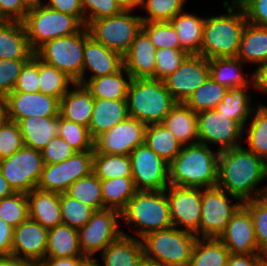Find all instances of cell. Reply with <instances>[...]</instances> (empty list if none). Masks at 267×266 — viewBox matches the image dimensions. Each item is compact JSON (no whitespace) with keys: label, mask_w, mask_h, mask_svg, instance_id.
I'll use <instances>...</instances> for the list:
<instances>
[{"label":"cell","mask_w":267,"mask_h":266,"mask_svg":"<svg viewBox=\"0 0 267 266\" xmlns=\"http://www.w3.org/2000/svg\"><path fill=\"white\" fill-rule=\"evenodd\" d=\"M28 60L0 59V97L14 90L18 76Z\"/></svg>","instance_id":"obj_55"},{"label":"cell","mask_w":267,"mask_h":266,"mask_svg":"<svg viewBox=\"0 0 267 266\" xmlns=\"http://www.w3.org/2000/svg\"><path fill=\"white\" fill-rule=\"evenodd\" d=\"M101 254L104 266H138L144 258L141 239L132 237L124 231Z\"/></svg>","instance_id":"obj_29"},{"label":"cell","mask_w":267,"mask_h":266,"mask_svg":"<svg viewBox=\"0 0 267 266\" xmlns=\"http://www.w3.org/2000/svg\"><path fill=\"white\" fill-rule=\"evenodd\" d=\"M137 191H161L169 187V164L145 143L129 154Z\"/></svg>","instance_id":"obj_14"},{"label":"cell","mask_w":267,"mask_h":266,"mask_svg":"<svg viewBox=\"0 0 267 266\" xmlns=\"http://www.w3.org/2000/svg\"><path fill=\"white\" fill-rule=\"evenodd\" d=\"M219 240L231 255L260 254L251 214L243 205L232 216Z\"/></svg>","instance_id":"obj_21"},{"label":"cell","mask_w":267,"mask_h":266,"mask_svg":"<svg viewBox=\"0 0 267 266\" xmlns=\"http://www.w3.org/2000/svg\"><path fill=\"white\" fill-rule=\"evenodd\" d=\"M138 266H160L156 262L143 258V260L139 263Z\"/></svg>","instance_id":"obj_69"},{"label":"cell","mask_w":267,"mask_h":266,"mask_svg":"<svg viewBox=\"0 0 267 266\" xmlns=\"http://www.w3.org/2000/svg\"><path fill=\"white\" fill-rule=\"evenodd\" d=\"M197 236L171 227L141 238L144 258L160 266H188Z\"/></svg>","instance_id":"obj_7"},{"label":"cell","mask_w":267,"mask_h":266,"mask_svg":"<svg viewBox=\"0 0 267 266\" xmlns=\"http://www.w3.org/2000/svg\"><path fill=\"white\" fill-rule=\"evenodd\" d=\"M45 5L53 10L76 16L85 25L81 0H48Z\"/></svg>","instance_id":"obj_59"},{"label":"cell","mask_w":267,"mask_h":266,"mask_svg":"<svg viewBox=\"0 0 267 266\" xmlns=\"http://www.w3.org/2000/svg\"><path fill=\"white\" fill-rule=\"evenodd\" d=\"M60 209L63 224L77 230L83 227L95 212L92 207L69 196L66 192L60 194Z\"/></svg>","instance_id":"obj_45"},{"label":"cell","mask_w":267,"mask_h":266,"mask_svg":"<svg viewBox=\"0 0 267 266\" xmlns=\"http://www.w3.org/2000/svg\"><path fill=\"white\" fill-rule=\"evenodd\" d=\"M33 55L23 22L0 20V59L29 60Z\"/></svg>","instance_id":"obj_25"},{"label":"cell","mask_w":267,"mask_h":266,"mask_svg":"<svg viewBox=\"0 0 267 266\" xmlns=\"http://www.w3.org/2000/svg\"><path fill=\"white\" fill-rule=\"evenodd\" d=\"M250 24L267 27V0H236Z\"/></svg>","instance_id":"obj_57"},{"label":"cell","mask_w":267,"mask_h":266,"mask_svg":"<svg viewBox=\"0 0 267 266\" xmlns=\"http://www.w3.org/2000/svg\"><path fill=\"white\" fill-rule=\"evenodd\" d=\"M6 118V111H5V101L4 98L0 97V124Z\"/></svg>","instance_id":"obj_67"},{"label":"cell","mask_w":267,"mask_h":266,"mask_svg":"<svg viewBox=\"0 0 267 266\" xmlns=\"http://www.w3.org/2000/svg\"><path fill=\"white\" fill-rule=\"evenodd\" d=\"M84 257L45 258L39 266H78Z\"/></svg>","instance_id":"obj_63"},{"label":"cell","mask_w":267,"mask_h":266,"mask_svg":"<svg viewBox=\"0 0 267 266\" xmlns=\"http://www.w3.org/2000/svg\"><path fill=\"white\" fill-rule=\"evenodd\" d=\"M131 79V75L123 67L112 75L85 79L84 85L95 99L121 100L127 98Z\"/></svg>","instance_id":"obj_34"},{"label":"cell","mask_w":267,"mask_h":266,"mask_svg":"<svg viewBox=\"0 0 267 266\" xmlns=\"http://www.w3.org/2000/svg\"><path fill=\"white\" fill-rule=\"evenodd\" d=\"M156 47L141 30L123 55L124 68L132 78H153L156 67Z\"/></svg>","instance_id":"obj_23"},{"label":"cell","mask_w":267,"mask_h":266,"mask_svg":"<svg viewBox=\"0 0 267 266\" xmlns=\"http://www.w3.org/2000/svg\"><path fill=\"white\" fill-rule=\"evenodd\" d=\"M75 83L63 71L39 59V92L60 100Z\"/></svg>","instance_id":"obj_42"},{"label":"cell","mask_w":267,"mask_h":266,"mask_svg":"<svg viewBox=\"0 0 267 266\" xmlns=\"http://www.w3.org/2000/svg\"><path fill=\"white\" fill-rule=\"evenodd\" d=\"M224 1L226 15L205 19L200 55L207 59L236 57L243 29L247 23L242 6L236 1ZM236 7V12L235 8Z\"/></svg>","instance_id":"obj_2"},{"label":"cell","mask_w":267,"mask_h":266,"mask_svg":"<svg viewBox=\"0 0 267 266\" xmlns=\"http://www.w3.org/2000/svg\"><path fill=\"white\" fill-rule=\"evenodd\" d=\"M259 199L267 205V185L263 187V190H262V193Z\"/></svg>","instance_id":"obj_71"},{"label":"cell","mask_w":267,"mask_h":266,"mask_svg":"<svg viewBox=\"0 0 267 266\" xmlns=\"http://www.w3.org/2000/svg\"><path fill=\"white\" fill-rule=\"evenodd\" d=\"M126 100L129 117L147 125L162 123L177 104L164 81L153 78H132Z\"/></svg>","instance_id":"obj_4"},{"label":"cell","mask_w":267,"mask_h":266,"mask_svg":"<svg viewBox=\"0 0 267 266\" xmlns=\"http://www.w3.org/2000/svg\"><path fill=\"white\" fill-rule=\"evenodd\" d=\"M94 257L85 256L78 266H101Z\"/></svg>","instance_id":"obj_66"},{"label":"cell","mask_w":267,"mask_h":266,"mask_svg":"<svg viewBox=\"0 0 267 266\" xmlns=\"http://www.w3.org/2000/svg\"><path fill=\"white\" fill-rule=\"evenodd\" d=\"M92 172L100 180L132 177L130 156L94 152Z\"/></svg>","instance_id":"obj_40"},{"label":"cell","mask_w":267,"mask_h":266,"mask_svg":"<svg viewBox=\"0 0 267 266\" xmlns=\"http://www.w3.org/2000/svg\"><path fill=\"white\" fill-rule=\"evenodd\" d=\"M4 101L6 118L17 123L30 116L39 118L59 116L60 100L41 92H11Z\"/></svg>","instance_id":"obj_20"},{"label":"cell","mask_w":267,"mask_h":266,"mask_svg":"<svg viewBox=\"0 0 267 266\" xmlns=\"http://www.w3.org/2000/svg\"><path fill=\"white\" fill-rule=\"evenodd\" d=\"M23 146L18 123L5 118L0 124V160L10 157Z\"/></svg>","instance_id":"obj_52"},{"label":"cell","mask_w":267,"mask_h":266,"mask_svg":"<svg viewBox=\"0 0 267 266\" xmlns=\"http://www.w3.org/2000/svg\"><path fill=\"white\" fill-rule=\"evenodd\" d=\"M121 220L135 225L138 239L150 232L173 227L166 190L137 191L121 212Z\"/></svg>","instance_id":"obj_5"},{"label":"cell","mask_w":267,"mask_h":266,"mask_svg":"<svg viewBox=\"0 0 267 266\" xmlns=\"http://www.w3.org/2000/svg\"><path fill=\"white\" fill-rule=\"evenodd\" d=\"M147 124L128 117L93 140V150L102 154L129 155L145 141Z\"/></svg>","instance_id":"obj_18"},{"label":"cell","mask_w":267,"mask_h":266,"mask_svg":"<svg viewBox=\"0 0 267 266\" xmlns=\"http://www.w3.org/2000/svg\"><path fill=\"white\" fill-rule=\"evenodd\" d=\"M210 76L209 59L189 54L181 65L163 81L177 102L184 103Z\"/></svg>","instance_id":"obj_19"},{"label":"cell","mask_w":267,"mask_h":266,"mask_svg":"<svg viewBox=\"0 0 267 266\" xmlns=\"http://www.w3.org/2000/svg\"><path fill=\"white\" fill-rule=\"evenodd\" d=\"M227 195L237 202L230 204L231 199ZM242 205L243 202L239 198L218 187L201 189L199 238L219 239L226 231L232 216Z\"/></svg>","instance_id":"obj_10"},{"label":"cell","mask_w":267,"mask_h":266,"mask_svg":"<svg viewBox=\"0 0 267 266\" xmlns=\"http://www.w3.org/2000/svg\"><path fill=\"white\" fill-rule=\"evenodd\" d=\"M66 193L83 204L92 207L95 211L105 209L101 180L93 172L73 182Z\"/></svg>","instance_id":"obj_43"},{"label":"cell","mask_w":267,"mask_h":266,"mask_svg":"<svg viewBox=\"0 0 267 266\" xmlns=\"http://www.w3.org/2000/svg\"><path fill=\"white\" fill-rule=\"evenodd\" d=\"M162 124L176 137L182 146L199 143L197 113L185 103L177 102Z\"/></svg>","instance_id":"obj_30"},{"label":"cell","mask_w":267,"mask_h":266,"mask_svg":"<svg viewBox=\"0 0 267 266\" xmlns=\"http://www.w3.org/2000/svg\"><path fill=\"white\" fill-rule=\"evenodd\" d=\"M186 0H142L141 8L147 15L141 16L143 22H170L183 12Z\"/></svg>","instance_id":"obj_46"},{"label":"cell","mask_w":267,"mask_h":266,"mask_svg":"<svg viewBox=\"0 0 267 266\" xmlns=\"http://www.w3.org/2000/svg\"><path fill=\"white\" fill-rule=\"evenodd\" d=\"M260 266H267V258H264Z\"/></svg>","instance_id":"obj_73"},{"label":"cell","mask_w":267,"mask_h":266,"mask_svg":"<svg viewBox=\"0 0 267 266\" xmlns=\"http://www.w3.org/2000/svg\"><path fill=\"white\" fill-rule=\"evenodd\" d=\"M220 152L205 144L182 146L169 164V184L181 187L214 188L218 180Z\"/></svg>","instance_id":"obj_3"},{"label":"cell","mask_w":267,"mask_h":266,"mask_svg":"<svg viewBox=\"0 0 267 266\" xmlns=\"http://www.w3.org/2000/svg\"><path fill=\"white\" fill-rule=\"evenodd\" d=\"M29 218L50 229L63 223L60 209V194L33 189L26 193Z\"/></svg>","instance_id":"obj_26"},{"label":"cell","mask_w":267,"mask_h":266,"mask_svg":"<svg viewBox=\"0 0 267 266\" xmlns=\"http://www.w3.org/2000/svg\"><path fill=\"white\" fill-rule=\"evenodd\" d=\"M81 6L84 12L85 26H88L93 20L114 16L123 11L116 0H81Z\"/></svg>","instance_id":"obj_53"},{"label":"cell","mask_w":267,"mask_h":266,"mask_svg":"<svg viewBox=\"0 0 267 266\" xmlns=\"http://www.w3.org/2000/svg\"><path fill=\"white\" fill-rule=\"evenodd\" d=\"M255 70L253 73V86L257 91L267 94V63L259 65Z\"/></svg>","instance_id":"obj_62"},{"label":"cell","mask_w":267,"mask_h":266,"mask_svg":"<svg viewBox=\"0 0 267 266\" xmlns=\"http://www.w3.org/2000/svg\"><path fill=\"white\" fill-rule=\"evenodd\" d=\"M258 105L252 111V114L255 113L252 121H248L250 123L244 142L248 144L247 149L264 158L267 154V106Z\"/></svg>","instance_id":"obj_44"},{"label":"cell","mask_w":267,"mask_h":266,"mask_svg":"<svg viewBox=\"0 0 267 266\" xmlns=\"http://www.w3.org/2000/svg\"><path fill=\"white\" fill-rule=\"evenodd\" d=\"M142 30L156 49H182L176 30L170 22H143Z\"/></svg>","instance_id":"obj_48"},{"label":"cell","mask_w":267,"mask_h":266,"mask_svg":"<svg viewBox=\"0 0 267 266\" xmlns=\"http://www.w3.org/2000/svg\"><path fill=\"white\" fill-rule=\"evenodd\" d=\"M94 150L76 152L58 164H45L37 189L65 193L76 180L92 173Z\"/></svg>","instance_id":"obj_13"},{"label":"cell","mask_w":267,"mask_h":266,"mask_svg":"<svg viewBox=\"0 0 267 266\" xmlns=\"http://www.w3.org/2000/svg\"><path fill=\"white\" fill-rule=\"evenodd\" d=\"M13 229L0 218V262L11 261Z\"/></svg>","instance_id":"obj_60"},{"label":"cell","mask_w":267,"mask_h":266,"mask_svg":"<svg viewBox=\"0 0 267 266\" xmlns=\"http://www.w3.org/2000/svg\"><path fill=\"white\" fill-rule=\"evenodd\" d=\"M243 63L237 57L209 59L210 76L228 89L254 85L253 74L249 80L242 74Z\"/></svg>","instance_id":"obj_36"},{"label":"cell","mask_w":267,"mask_h":266,"mask_svg":"<svg viewBox=\"0 0 267 266\" xmlns=\"http://www.w3.org/2000/svg\"><path fill=\"white\" fill-rule=\"evenodd\" d=\"M242 62L267 63V27L246 23L236 56Z\"/></svg>","instance_id":"obj_31"},{"label":"cell","mask_w":267,"mask_h":266,"mask_svg":"<svg viewBox=\"0 0 267 266\" xmlns=\"http://www.w3.org/2000/svg\"><path fill=\"white\" fill-rule=\"evenodd\" d=\"M22 22L34 52L47 41L76 34L85 27L76 16L53 10L44 3L29 8Z\"/></svg>","instance_id":"obj_6"},{"label":"cell","mask_w":267,"mask_h":266,"mask_svg":"<svg viewBox=\"0 0 267 266\" xmlns=\"http://www.w3.org/2000/svg\"><path fill=\"white\" fill-rule=\"evenodd\" d=\"M132 10L93 20L88 26L90 36L109 49L124 55L142 30L140 15L130 14Z\"/></svg>","instance_id":"obj_9"},{"label":"cell","mask_w":267,"mask_h":266,"mask_svg":"<svg viewBox=\"0 0 267 266\" xmlns=\"http://www.w3.org/2000/svg\"><path fill=\"white\" fill-rule=\"evenodd\" d=\"M90 36L87 26L80 32L55 38L40 46L34 54L45 63L82 84L84 42Z\"/></svg>","instance_id":"obj_8"},{"label":"cell","mask_w":267,"mask_h":266,"mask_svg":"<svg viewBox=\"0 0 267 266\" xmlns=\"http://www.w3.org/2000/svg\"><path fill=\"white\" fill-rule=\"evenodd\" d=\"M265 257L261 254L231 255L226 266H260Z\"/></svg>","instance_id":"obj_61"},{"label":"cell","mask_w":267,"mask_h":266,"mask_svg":"<svg viewBox=\"0 0 267 266\" xmlns=\"http://www.w3.org/2000/svg\"><path fill=\"white\" fill-rule=\"evenodd\" d=\"M58 136L64 139L76 152L93 150V138L89 129L61 116Z\"/></svg>","instance_id":"obj_49"},{"label":"cell","mask_w":267,"mask_h":266,"mask_svg":"<svg viewBox=\"0 0 267 266\" xmlns=\"http://www.w3.org/2000/svg\"><path fill=\"white\" fill-rule=\"evenodd\" d=\"M265 179L267 175L263 158L249 149L240 145L220 152L216 185L219 189L236 196L242 202L259 199L263 187H256Z\"/></svg>","instance_id":"obj_1"},{"label":"cell","mask_w":267,"mask_h":266,"mask_svg":"<svg viewBox=\"0 0 267 266\" xmlns=\"http://www.w3.org/2000/svg\"><path fill=\"white\" fill-rule=\"evenodd\" d=\"M60 99L59 115L89 128L94 108V97L85 85L75 83Z\"/></svg>","instance_id":"obj_24"},{"label":"cell","mask_w":267,"mask_h":266,"mask_svg":"<svg viewBox=\"0 0 267 266\" xmlns=\"http://www.w3.org/2000/svg\"><path fill=\"white\" fill-rule=\"evenodd\" d=\"M23 137L24 146L41 151L60 129V115L58 117H35L21 119L18 122Z\"/></svg>","instance_id":"obj_28"},{"label":"cell","mask_w":267,"mask_h":266,"mask_svg":"<svg viewBox=\"0 0 267 266\" xmlns=\"http://www.w3.org/2000/svg\"><path fill=\"white\" fill-rule=\"evenodd\" d=\"M166 195L173 227L195 234L199 238L201 188L169 185Z\"/></svg>","instance_id":"obj_17"},{"label":"cell","mask_w":267,"mask_h":266,"mask_svg":"<svg viewBox=\"0 0 267 266\" xmlns=\"http://www.w3.org/2000/svg\"><path fill=\"white\" fill-rule=\"evenodd\" d=\"M188 55L183 49H156L154 79L163 81L181 65Z\"/></svg>","instance_id":"obj_51"},{"label":"cell","mask_w":267,"mask_h":266,"mask_svg":"<svg viewBox=\"0 0 267 266\" xmlns=\"http://www.w3.org/2000/svg\"><path fill=\"white\" fill-rule=\"evenodd\" d=\"M29 217L26 193L14 192L0 200V218L11 227L16 228Z\"/></svg>","instance_id":"obj_47"},{"label":"cell","mask_w":267,"mask_h":266,"mask_svg":"<svg viewBox=\"0 0 267 266\" xmlns=\"http://www.w3.org/2000/svg\"><path fill=\"white\" fill-rule=\"evenodd\" d=\"M118 218L121 219L120 211L105 208L95 211L91 219L78 229L79 246L84 256L94 257L98 251L103 252L123 234Z\"/></svg>","instance_id":"obj_12"},{"label":"cell","mask_w":267,"mask_h":266,"mask_svg":"<svg viewBox=\"0 0 267 266\" xmlns=\"http://www.w3.org/2000/svg\"><path fill=\"white\" fill-rule=\"evenodd\" d=\"M12 92H39V58L35 54L24 64Z\"/></svg>","instance_id":"obj_54"},{"label":"cell","mask_w":267,"mask_h":266,"mask_svg":"<svg viewBox=\"0 0 267 266\" xmlns=\"http://www.w3.org/2000/svg\"><path fill=\"white\" fill-rule=\"evenodd\" d=\"M0 266H28V265L11 261H1Z\"/></svg>","instance_id":"obj_70"},{"label":"cell","mask_w":267,"mask_h":266,"mask_svg":"<svg viewBox=\"0 0 267 266\" xmlns=\"http://www.w3.org/2000/svg\"><path fill=\"white\" fill-rule=\"evenodd\" d=\"M129 117L127 100L95 99L89 132L93 140Z\"/></svg>","instance_id":"obj_27"},{"label":"cell","mask_w":267,"mask_h":266,"mask_svg":"<svg viewBox=\"0 0 267 266\" xmlns=\"http://www.w3.org/2000/svg\"><path fill=\"white\" fill-rule=\"evenodd\" d=\"M123 10H134L136 7H140L142 0H116Z\"/></svg>","instance_id":"obj_65"},{"label":"cell","mask_w":267,"mask_h":266,"mask_svg":"<svg viewBox=\"0 0 267 266\" xmlns=\"http://www.w3.org/2000/svg\"><path fill=\"white\" fill-rule=\"evenodd\" d=\"M44 165L41 151L23 146L0 160V171L14 192L29 193L37 188Z\"/></svg>","instance_id":"obj_11"},{"label":"cell","mask_w":267,"mask_h":266,"mask_svg":"<svg viewBox=\"0 0 267 266\" xmlns=\"http://www.w3.org/2000/svg\"><path fill=\"white\" fill-rule=\"evenodd\" d=\"M76 151L56 135L42 150L44 164H58L72 157Z\"/></svg>","instance_id":"obj_56"},{"label":"cell","mask_w":267,"mask_h":266,"mask_svg":"<svg viewBox=\"0 0 267 266\" xmlns=\"http://www.w3.org/2000/svg\"><path fill=\"white\" fill-rule=\"evenodd\" d=\"M197 127L199 143L207 146L214 143L219 152L240 146L244 134L235 120L216 109L197 113Z\"/></svg>","instance_id":"obj_15"},{"label":"cell","mask_w":267,"mask_h":266,"mask_svg":"<svg viewBox=\"0 0 267 266\" xmlns=\"http://www.w3.org/2000/svg\"><path fill=\"white\" fill-rule=\"evenodd\" d=\"M28 11L22 0H0V20L22 22Z\"/></svg>","instance_id":"obj_58"},{"label":"cell","mask_w":267,"mask_h":266,"mask_svg":"<svg viewBox=\"0 0 267 266\" xmlns=\"http://www.w3.org/2000/svg\"><path fill=\"white\" fill-rule=\"evenodd\" d=\"M205 19L184 11L170 21L176 30L181 48L188 54L200 55Z\"/></svg>","instance_id":"obj_32"},{"label":"cell","mask_w":267,"mask_h":266,"mask_svg":"<svg viewBox=\"0 0 267 266\" xmlns=\"http://www.w3.org/2000/svg\"><path fill=\"white\" fill-rule=\"evenodd\" d=\"M84 256L80 250L78 230L67 224L48 229L45 258Z\"/></svg>","instance_id":"obj_33"},{"label":"cell","mask_w":267,"mask_h":266,"mask_svg":"<svg viewBox=\"0 0 267 266\" xmlns=\"http://www.w3.org/2000/svg\"><path fill=\"white\" fill-rule=\"evenodd\" d=\"M144 143L168 164L182 148L176 137L162 123L147 126Z\"/></svg>","instance_id":"obj_38"},{"label":"cell","mask_w":267,"mask_h":266,"mask_svg":"<svg viewBox=\"0 0 267 266\" xmlns=\"http://www.w3.org/2000/svg\"><path fill=\"white\" fill-rule=\"evenodd\" d=\"M263 165H264V170L267 175V154L263 158Z\"/></svg>","instance_id":"obj_72"},{"label":"cell","mask_w":267,"mask_h":266,"mask_svg":"<svg viewBox=\"0 0 267 266\" xmlns=\"http://www.w3.org/2000/svg\"><path fill=\"white\" fill-rule=\"evenodd\" d=\"M249 87L251 88V86L229 88L223 100L216 107V110L235 120L243 128V132H245L249 116L252 115V111L256 107L250 103L252 99L247 92Z\"/></svg>","instance_id":"obj_35"},{"label":"cell","mask_w":267,"mask_h":266,"mask_svg":"<svg viewBox=\"0 0 267 266\" xmlns=\"http://www.w3.org/2000/svg\"><path fill=\"white\" fill-rule=\"evenodd\" d=\"M48 229L27 218L13 229L11 262L39 265L46 254Z\"/></svg>","instance_id":"obj_16"},{"label":"cell","mask_w":267,"mask_h":266,"mask_svg":"<svg viewBox=\"0 0 267 266\" xmlns=\"http://www.w3.org/2000/svg\"><path fill=\"white\" fill-rule=\"evenodd\" d=\"M101 187L104 208L120 212L127 207L129 200L137 192L132 177L101 180Z\"/></svg>","instance_id":"obj_39"},{"label":"cell","mask_w":267,"mask_h":266,"mask_svg":"<svg viewBox=\"0 0 267 266\" xmlns=\"http://www.w3.org/2000/svg\"><path fill=\"white\" fill-rule=\"evenodd\" d=\"M228 88L220 85L211 76L184 102L195 113L216 109Z\"/></svg>","instance_id":"obj_41"},{"label":"cell","mask_w":267,"mask_h":266,"mask_svg":"<svg viewBox=\"0 0 267 266\" xmlns=\"http://www.w3.org/2000/svg\"><path fill=\"white\" fill-rule=\"evenodd\" d=\"M124 67L123 55L109 49L93 37L84 42L82 85L85 84V72H91L89 79L115 74Z\"/></svg>","instance_id":"obj_22"},{"label":"cell","mask_w":267,"mask_h":266,"mask_svg":"<svg viewBox=\"0 0 267 266\" xmlns=\"http://www.w3.org/2000/svg\"><path fill=\"white\" fill-rule=\"evenodd\" d=\"M243 206L251 214L259 252L267 258V205L260 199H252L243 202Z\"/></svg>","instance_id":"obj_50"},{"label":"cell","mask_w":267,"mask_h":266,"mask_svg":"<svg viewBox=\"0 0 267 266\" xmlns=\"http://www.w3.org/2000/svg\"><path fill=\"white\" fill-rule=\"evenodd\" d=\"M230 252L217 238H198L188 266H226Z\"/></svg>","instance_id":"obj_37"},{"label":"cell","mask_w":267,"mask_h":266,"mask_svg":"<svg viewBox=\"0 0 267 266\" xmlns=\"http://www.w3.org/2000/svg\"><path fill=\"white\" fill-rule=\"evenodd\" d=\"M22 1L28 8L36 7L37 5L41 3H45V2H42V0H22Z\"/></svg>","instance_id":"obj_68"},{"label":"cell","mask_w":267,"mask_h":266,"mask_svg":"<svg viewBox=\"0 0 267 266\" xmlns=\"http://www.w3.org/2000/svg\"><path fill=\"white\" fill-rule=\"evenodd\" d=\"M14 193V190L10 187L6 178L2 175L0 171V200L6 198Z\"/></svg>","instance_id":"obj_64"}]
</instances>
